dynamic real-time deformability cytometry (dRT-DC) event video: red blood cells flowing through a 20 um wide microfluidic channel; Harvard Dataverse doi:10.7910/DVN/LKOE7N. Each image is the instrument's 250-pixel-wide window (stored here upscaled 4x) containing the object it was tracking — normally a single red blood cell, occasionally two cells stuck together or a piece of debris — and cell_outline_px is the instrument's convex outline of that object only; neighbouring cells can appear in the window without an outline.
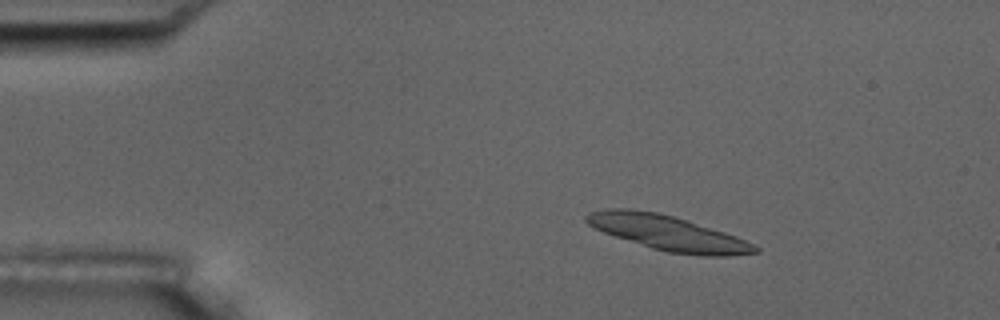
{"species": "common noctule bat (a hibernating species)", "species_latin": "Nyctalus noctula", "temperature_condition": "room temperature", "stored_images_in_passage": 5, "camera_frame_rate_fps": 3000, "um_per_image_px": 0.085, "animal": {"sex": "male", "body_mass_g": 17.5, "forearm_length_mm": 52.3}, "frame": {"image": 1, "passage_image": 2, "time_ms": 1.333, "image_size_px": [1000, 320], "cell_outline_px": [[760, 252], [728, 256], [700, 256], [668, 252], [652, 248], [604, 232], [588, 224], [584, 220], [584, 216], [588, 212], [604, 208], [632, 208], [656, 212], [688, 220], [736, 236], [760, 248]], "centroid_in_image_um": [56.75, 19.79], "position_along_channel_um": 28.2, "area_um2": 34.22}}
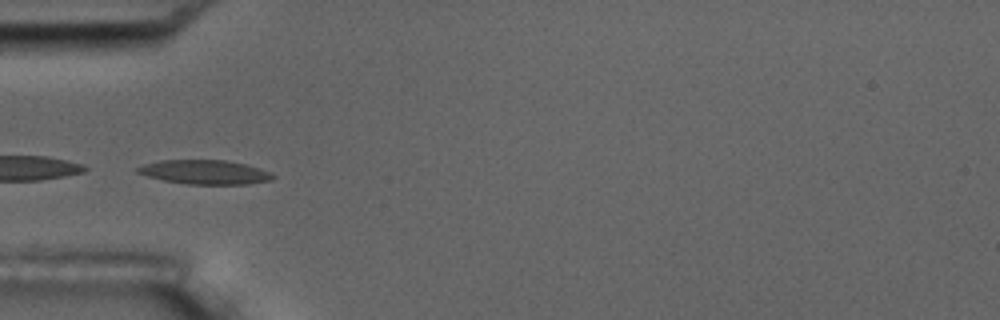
{"frame": {"image": 2, "passage_image": 4, "time_ms": 4.333, "image_size_px": [1000, 320], "cell_outline_px": [[276, 176], [272, 180], [248, 184], [188, 184], [164, 180], [148, 176], [136, 172], [136, 168], [144, 164], [160, 160], [224, 160], [244, 164], [260, 168], [272, 172]], "centroid_in_image_um": [17.45, 14.63], "position_along_channel_um": 67.6, "area_um2": 19.02}}